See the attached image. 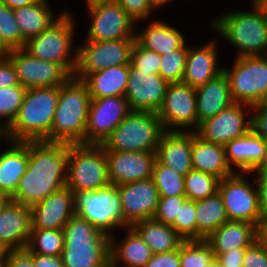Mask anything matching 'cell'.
I'll list each match as a JSON object with an SVG mask.
<instances>
[{
    "mask_svg": "<svg viewBox=\"0 0 267 267\" xmlns=\"http://www.w3.org/2000/svg\"><path fill=\"white\" fill-rule=\"evenodd\" d=\"M206 267H219V262L217 260H215L214 262H212L210 265H208Z\"/></svg>",
    "mask_w": 267,
    "mask_h": 267,
    "instance_id": "a7ac6f4b",
    "label": "cell"
},
{
    "mask_svg": "<svg viewBox=\"0 0 267 267\" xmlns=\"http://www.w3.org/2000/svg\"><path fill=\"white\" fill-rule=\"evenodd\" d=\"M116 188L121 197L123 219L129 227L153 218L160 195L152 178L124 183Z\"/></svg>",
    "mask_w": 267,
    "mask_h": 267,
    "instance_id": "d6986e66",
    "label": "cell"
},
{
    "mask_svg": "<svg viewBox=\"0 0 267 267\" xmlns=\"http://www.w3.org/2000/svg\"><path fill=\"white\" fill-rule=\"evenodd\" d=\"M164 133L162 121L155 112L131 110L101 146L105 151H156Z\"/></svg>",
    "mask_w": 267,
    "mask_h": 267,
    "instance_id": "52a82bcc",
    "label": "cell"
},
{
    "mask_svg": "<svg viewBox=\"0 0 267 267\" xmlns=\"http://www.w3.org/2000/svg\"><path fill=\"white\" fill-rule=\"evenodd\" d=\"M251 130L267 141V106L257 104L252 106Z\"/></svg>",
    "mask_w": 267,
    "mask_h": 267,
    "instance_id": "c3c4849f",
    "label": "cell"
},
{
    "mask_svg": "<svg viewBox=\"0 0 267 267\" xmlns=\"http://www.w3.org/2000/svg\"><path fill=\"white\" fill-rule=\"evenodd\" d=\"M165 131H196V90L190 85L168 83L162 106L156 113Z\"/></svg>",
    "mask_w": 267,
    "mask_h": 267,
    "instance_id": "4fadbf2b",
    "label": "cell"
},
{
    "mask_svg": "<svg viewBox=\"0 0 267 267\" xmlns=\"http://www.w3.org/2000/svg\"><path fill=\"white\" fill-rule=\"evenodd\" d=\"M6 267H35L32 252H29L26 248L9 250L6 255Z\"/></svg>",
    "mask_w": 267,
    "mask_h": 267,
    "instance_id": "816d5d0a",
    "label": "cell"
},
{
    "mask_svg": "<svg viewBox=\"0 0 267 267\" xmlns=\"http://www.w3.org/2000/svg\"><path fill=\"white\" fill-rule=\"evenodd\" d=\"M171 226L184 241L196 240V201L187 199L180 205L179 215Z\"/></svg>",
    "mask_w": 267,
    "mask_h": 267,
    "instance_id": "7bdbcfd3",
    "label": "cell"
},
{
    "mask_svg": "<svg viewBox=\"0 0 267 267\" xmlns=\"http://www.w3.org/2000/svg\"><path fill=\"white\" fill-rule=\"evenodd\" d=\"M130 63L140 71H152L159 74L160 55L141 47L136 41L132 47Z\"/></svg>",
    "mask_w": 267,
    "mask_h": 267,
    "instance_id": "f6af8a7d",
    "label": "cell"
},
{
    "mask_svg": "<svg viewBox=\"0 0 267 267\" xmlns=\"http://www.w3.org/2000/svg\"><path fill=\"white\" fill-rule=\"evenodd\" d=\"M32 260L35 267H65L62 256H50L32 252Z\"/></svg>",
    "mask_w": 267,
    "mask_h": 267,
    "instance_id": "11a10c76",
    "label": "cell"
},
{
    "mask_svg": "<svg viewBox=\"0 0 267 267\" xmlns=\"http://www.w3.org/2000/svg\"><path fill=\"white\" fill-rule=\"evenodd\" d=\"M246 248H235L220 254L216 260L223 266L242 267V260Z\"/></svg>",
    "mask_w": 267,
    "mask_h": 267,
    "instance_id": "db71d44e",
    "label": "cell"
},
{
    "mask_svg": "<svg viewBox=\"0 0 267 267\" xmlns=\"http://www.w3.org/2000/svg\"><path fill=\"white\" fill-rule=\"evenodd\" d=\"M262 237L267 241V222H265L264 227L262 229Z\"/></svg>",
    "mask_w": 267,
    "mask_h": 267,
    "instance_id": "03108f58",
    "label": "cell"
},
{
    "mask_svg": "<svg viewBox=\"0 0 267 267\" xmlns=\"http://www.w3.org/2000/svg\"><path fill=\"white\" fill-rule=\"evenodd\" d=\"M261 236L262 231L254 224L228 220L212 232L205 241L217 257L235 248H247Z\"/></svg>",
    "mask_w": 267,
    "mask_h": 267,
    "instance_id": "f1b7e54d",
    "label": "cell"
},
{
    "mask_svg": "<svg viewBox=\"0 0 267 267\" xmlns=\"http://www.w3.org/2000/svg\"><path fill=\"white\" fill-rule=\"evenodd\" d=\"M196 90L197 129L199 125L216 116L234 102L231 98L229 82L224 72L201 85Z\"/></svg>",
    "mask_w": 267,
    "mask_h": 267,
    "instance_id": "f546056e",
    "label": "cell"
},
{
    "mask_svg": "<svg viewBox=\"0 0 267 267\" xmlns=\"http://www.w3.org/2000/svg\"><path fill=\"white\" fill-rule=\"evenodd\" d=\"M26 90L27 89L20 84L12 87L0 88V120L6 126L9 127L16 118Z\"/></svg>",
    "mask_w": 267,
    "mask_h": 267,
    "instance_id": "b9f144b4",
    "label": "cell"
},
{
    "mask_svg": "<svg viewBox=\"0 0 267 267\" xmlns=\"http://www.w3.org/2000/svg\"><path fill=\"white\" fill-rule=\"evenodd\" d=\"M110 184L105 150L96 144H69L66 186L75 191H95Z\"/></svg>",
    "mask_w": 267,
    "mask_h": 267,
    "instance_id": "9c48e42d",
    "label": "cell"
},
{
    "mask_svg": "<svg viewBox=\"0 0 267 267\" xmlns=\"http://www.w3.org/2000/svg\"><path fill=\"white\" fill-rule=\"evenodd\" d=\"M65 9L47 29L27 40L23 50L34 58L60 64L73 76L77 65V45H74L77 19L70 9Z\"/></svg>",
    "mask_w": 267,
    "mask_h": 267,
    "instance_id": "8992f818",
    "label": "cell"
},
{
    "mask_svg": "<svg viewBox=\"0 0 267 267\" xmlns=\"http://www.w3.org/2000/svg\"><path fill=\"white\" fill-rule=\"evenodd\" d=\"M260 104L267 106V94H266L264 100Z\"/></svg>",
    "mask_w": 267,
    "mask_h": 267,
    "instance_id": "2644e50d",
    "label": "cell"
},
{
    "mask_svg": "<svg viewBox=\"0 0 267 267\" xmlns=\"http://www.w3.org/2000/svg\"><path fill=\"white\" fill-rule=\"evenodd\" d=\"M220 179L213 174L192 169L184 176L185 196L197 201L218 192Z\"/></svg>",
    "mask_w": 267,
    "mask_h": 267,
    "instance_id": "8d00e7d4",
    "label": "cell"
},
{
    "mask_svg": "<svg viewBox=\"0 0 267 267\" xmlns=\"http://www.w3.org/2000/svg\"><path fill=\"white\" fill-rule=\"evenodd\" d=\"M168 83L152 71H140L129 65L128 84L125 92L130 110L157 113L162 106Z\"/></svg>",
    "mask_w": 267,
    "mask_h": 267,
    "instance_id": "ac0fdd59",
    "label": "cell"
},
{
    "mask_svg": "<svg viewBox=\"0 0 267 267\" xmlns=\"http://www.w3.org/2000/svg\"><path fill=\"white\" fill-rule=\"evenodd\" d=\"M242 267H267V241L262 236L246 248Z\"/></svg>",
    "mask_w": 267,
    "mask_h": 267,
    "instance_id": "7dc6e473",
    "label": "cell"
},
{
    "mask_svg": "<svg viewBox=\"0 0 267 267\" xmlns=\"http://www.w3.org/2000/svg\"><path fill=\"white\" fill-rule=\"evenodd\" d=\"M232 66L223 65L234 103L260 104L267 94V55L235 57Z\"/></svg>",
    "mask_w": 267,
    "mask_h": 267,
    "instance_id": "30bf717a",
    "label": "cell"
},
{
    "mask_svg": "<svg viewBox=\"0 0 267 267\" xmlns=\"http://www.w3.org/2000/svg\"><path fill=\"white\" fill-rule=\"evenodd\" d=\"M36 1L37 0H0L1 3L5 4L12 10L31 5Z\"/></svg>",
    "mask_w": 267,
    "mask_h": 267,
    "instance_id": "9f6ffc18",
    "label": "cell"
},
{
    "mask_svg": "<svg viewBox=\"0 0 267 267\" xmlns=\"http://www.w3.org/2000/svg\"><path fill=\"white\" fill-rule=\"evenodd\" d=\"M69 144L28 141V167L10 200L31 206L66 186Z\"/></svg>",
    "mask_w": 267,
    "mask_h": 267,
    "instance_id": "6da1fadb",
    "label": "cell"
},
{
    "mask_svg": "<svg viewBox=\"0 0 267 267\" xmlns=\"http://www.w3.org/2000/svg\"><path fill=\"white\" fill-rule=\"evenodd\" d=\"M217 42L215 38L198 45L199 47L197 44L188 46L183 83L197 88L223 72V64L221 65V59L218 58L220 45Z\"/></svg>",
    "mask_w": 267,
    "mask_h": 267,
    "instance_id": "7402d4cb",
    "label": "cell"
},
{
    "mask_svg": "<svg viewBox=\"0 0 267 267\" xmlns=\"http://www.w3.org/2000/svg\"><path fill=\"white\" fill-rule=\"evenodd\" d=\"M145 27L136 25L135 41L143 48L159 55L180 49L188 40L174 24L156 18L147 22ZM139 30V31H138Z\"/></svg>",
    "mask_w": 267,
    "mask_h": 267,
    "instance_id": "484cf974",
    "label": "cell"
},
{
    "mask_svg": "<svg viewBox=\"0 0 267 267\" xmlns=\"http://www.w3.org/2000/svg\"><path fill=\"white\" fill-rule=\"evenodd\" d=\"M6 57L15 68L19 84L26 89L61 86L71 77L60 64L34 58L23 49L9 50Z\"/></svg>",
    "mask_w": 267,
    "mask_h": 267,
    "instance_id": "e0dca14e",
    "label": "cell"
},
{
    "mask_svg": "<svg viewBox=\"0 0 267 267\" xmlns=\"http://www.w3.org/2000/svg\"><path fill=\"white\" fill-rule=\"evenodd\" d=\"M9 50L0 41V57H5Z\"/></svg>",
    "mask_w": 267,
    "mask_h": 267,
    "instance_id": "e7e4bbea",
    "label": "cell"
},
{
    "mask_svg": "<svg viewBox=\"0 0 267 267\" xmlns=\"http://www.w3.org/2000/svg\"><path fill=\"white\" fill-rule=\"evenodd\" d=\"M187 200L186 196L160 197L153 220L171 225L179 215L180 205Z\"/></svg>",
    "mask_w": 267,
    "mask_h": 267,
    "instance_id": "bcb514c9",
    "label": "cell"
},
{
    "mask_svg": "<svg viewBox=\"0 0 267 267\" xmlns=\"http://www.w3.org/2000/svg\"><path fill=\"white\" fill-rule=\"evenodd\" d=\"M90 20L86 39L91 41L135 38L136 23L115 1L86 9Z\"/></svg>",
    "mask_w": 267,
    "mask_h": 267,
    "instance_id": "5bb4252c",
    "label": "cell"
},
{
    "mask_svg": "<svg viewBox=\"0 0 267 267\" xmlns=\"http://www.w3.org/2000/svg\"><path fill=\"white\" fill-rule=\"evenodd\" d=\"M129 76V65L114 66L90 73L86 83L91 99L109 96H125Z\"/></svg>",
    "mask_w": 267,
    "mask_h": 267,
    "instance_id": "d6a6232c",
    "label": "cell"
},
{
    "mask_svg": "<svg viewBox=\"0 0 267 267\" xmlns=\"http://www.w3.org/2000/svg\"><path fill=\"white\" fill-rule=\"evenodd\" d=\"M64 248L63 229H31L26 249L29 252L59 256Z\"/></svg>",
    "mask_w": 267,
    "mask_h": 267,
    "instance_id": "d590c367",
    "label": "cell"
},
{
    "mask_svg": "<svg viewBox=\"0 0 267 267\" xmlns=\"http://www.w3.org/2000/svg\"><path fill=\"white\" fill-rule=\"evenodd\" d=\"M227 221L228 216L218 192L196 201V240H205Z\"/></svg>",
    "mask_w": 267,
    "mask_h": 267,
    "instance_id": "e575fe53",
    "label": "cell"
},
{
    "mask_svg": "<svg viewBox=\"0 0 267 267\" xmlns=\"http://www.w3.org/2000/svg\"><path fill=\"white\" fill-rule=\"evenodd\" d=\"M2 148L0 149V195L10 199L28 167V141H10Z\"/></svg>",
    "mask_w": 267,
    "mask_h": 267,
    "instance_id": "4316f807",
    "label": "cell"
},
{
    "mask_svg": "<svg viewBox=\"0 0 267 267\" xmlns=\"http://www.w3.org/2000/svg\"><path fill=\"white\" fill-rule=\"evenodd\" d=\"M120 230L126 234L120 240L110 236L111 267H144L153 255L150 247L132 227Z\"/></svg>",
    "mask_w": 267,
    "mask_h": 267,
    "instance_id": "83f0119b",
    "label": "cell"
},
{
    "mask_svg": "<svg viewBox=\"0 0 267 267\" xmlns=\"http://www.w3.org/2000/svg\"><path fill=\"white\" fill-rule=\"evenodd\" d=\"M114 0H85V8H91L96 5L113 2Z\"/></svg>",
    "mask_w": 267,
    "mask_h": 267,
    "instance_id": "91938a15",
    "label": "cell"
},
{
    "mask_svg": "<svg viewBox=\"0 0 267 267\" xmlns=\"http://www.w3.org/2000/svg\"><path fill=\"white\" fill-rule=\"evenodd\" d=\"M134 20L136 25L147 22L160 8L153 0H114ZM140 22V24H139Z\"/></svg>",
    "mask_w": 267,
    "mask_h": 267,
    "instance_id": "ee69618b",
    "label": "cell"
},
{
    "mask_svg": "<svg viewBox=\"0 0 267 267\" xmlns=\"http://www.w3.org/2000/svg\"><path fill=\"white\" fill-rule=\"evenodd\" d=\"M251 175L254 176L258 189L260 209L265 222H267V174L251 173Z\"/></svg>",
    "mask_w": 267,
    "mask_h": 267,
    "instance_id": "f5cc1de1",
    "label": "cell"
},
{
    "mask_svg": "<svg viewBox=\"0 0 267 267\" xmlns=\"http://www.w3.org/2000/svg\"><path fill=\"white\" fill-rule=\"evenodd\" d=\"M8 251L9 250L0 243V260H6Z\"/></svg>",
    "mask_w": 267,
    "mask_h": 267,
    "instance_id": "be15d7a7",
    "label": "cell"
},
{
    "mask_svg": "<svg viewBox=\"0 0 267 267\" xmlns=\"http://www.w3.org/2000/svg\"><path fill=\"white\" fill-rule=\"evenodd\" d=\"M74 211L109 237L129 227L123 219L120 193L113 184L95 191H75Z\"/></svg>",
    "mask_w": 267,
    "mask_h": 267,
    "instance_id": "ba28073f",
    "label": "cell"
},
{
    "mask_svg": "<svg viewBox=\"0 0 267 267\" xmlns=\"http://www.w3.org/2000/svg\"><path fill=\"white\" fill-rule=\"evenodd\" d=\"M4 141V142H3ZM11 140L9 138L8 133V126H6L1 120H0V146H5L3 144L9 143ZM3 142V143H2ZM2 146L0 148H2Z\"/></svg>",
    "mask_w": 267,
    "mask_h": 267,
    "instance_id": "6f0895ef",
    "label": "cell"
},
{
    "mask_svg": "<svg viewBox=\"0 0 267 267\" xmlns=\"http://www.w3.org/2000/svg\"><path fill=\"white\" fill-rule=\"evenodd\" d=\"M191 161L194 170L213 174L219 179L236 173L226 159L224 145L204 141L195 131H192Z\"/></svg>",
    "mask_w": 267,
    "mask_h": 267,
    "instance_id": "4dcf8cb0",
    "label": "cell"
},
{
    "mask_svg": "<svg viewBox=\"0 0 267 267\" xmlns=\"http://www.w3.org/2000/svg\"><path fill=\"white\" fill-rule=\"evenodd\" d=\"M65 267H111L110 237L76 214L63 227Z\"/></svg>",
    "mask_w": 267,
    "mask_h": 267,
    "instance_id": "5b68a950",
    "label": "cell"
},
{
    "mask_svg": "<svg viewBox=\"0 0 267 267\" xmlns=\"http://www.w3.org/2000/svg\"><path fill=\"white\" fill-rule=\"evenodd\" d=\"M65 10L58 11L56 15L48 0H37L31 5L13 10L23 36V47L27 40L47 29Z\"/></svg>",
    "mask_w": 267,
    "mask_h": 267,
    "instance_id": "1f68e13d",
    "label": "cell"
},
{
    "mask_svg": "<svg viewBox=\"0 0 267 267\" xmlns=\"http://www.w3.org/2000/svg\"><path fill=\"white\" fill-rule=\"evenodd\" d=\"M159 8L166 7L167 3H171L173 0H153Z\"/></svg>",
    "mask_w": 267,
    "mask_h": 267,
    "instance_id": "6125c7cd",
    "label": "cell"
},
{
    "mask_svg": "<svg viewBox=\"0 0 267 267\" xmlns=\"http://www.w3.org/2000/svg\"><path fill=\"white\" fill-rule=\"evenodd\" d=\"M192 131H165L156 149V160L185 176L192 167Z\"/></svg>",
    "mask_w": 267,
    "mask_h": 267,
    "instance_id": "cb8c5ba5",
    "label": "cell"
},
{
    "mask_svg": "<svg viewBox=\"0 0 267 267\" xmlns=\"http://www.w3.org/2000/svg\"><path fill=\"white\" fill-rule=\"evenodd\" d=\"M236 172L220 179L218 193L224 204L229 221H243L256 225L261 231L265 224L254 176ZM250 177V178H249ZM253 178V182L250 179Z\"/></svg>",
    "mask_w": 267,
    "mask_h": 267,
    "instance_id": "8fae6325",
    "label": "cell"
},
{
    "mask_svg": "<svg viewBox=\"0 0 267 267\" xmlns=\"http://www.w3.org/2000/svg\"><path fill=\"white\" fill-rule=\"evenodd\" d=\"M91 97L86 83L71 76L60 86L59 98L46 142L85 144Z\"/></svg>",
    "mask_w": 267,
    "mask_h": 267,
    "instance_id": "3957f363",
    "label": "cell"
},
{
    "mask_svg": "<svg viewBox=\"0 0 267 267\" xmlns=\"http://www.w3.org/2000/svg\"><path fill=\"white\" fill-rule=\"evenodd\" d=\"M135 38L122 40L91 41L77 46V65L74 77L84 80L90 73L109 67L130 65Z\"/></svg>",
    "mask_w": 267,
    "mask_h": 267,
    "instance_id": "7c38bea8",
    "label": "cell"
},
{
    "mask_svg": "<svg viewBox=\"0 0 267 267\" xmlns=\"http://www.w3.org/2000/svg\"><path fill=\"white\" fill-rule=\"evenodd\" d=\"M251 113L252 106L233 103L213 118L202 122L195 132L204 141L225 146L251 130Z\"/></svg>",
    "mask_w": 267,
    "mask_h": 267,
    "instance_id": "9a60e30c",
    "label": "cell"
},
{
    "mask_svg": "<svg viewBox=\"0 0 267 267\" xmlns=\"http://www.w3.org/2000/svg\"><path fill=\"white\" fill-rule=\"evenodd\" d=\"M251 173L267 174V149L261 164Z\"/></svg>",
    "mask_w": 267,
    "mask_h": 267,
    "instance_id": "680465c9",
    "label": "cell"
},
{
    "mask_svg": "<svg viewBox=\"0 0 267 267\" xmlns=\"http://www.w3.org/2000/svg\"><path fill=\"white\" fill-rule=\"evenodd\" d=\"M15 85H19V81L14 66L6 56L0 57V88Z\"/></svg>",
    "mask_w": 267,
    "mask_h": 267,
    "instance_id": "f907efd6",
    "label": "cell"
},
{
    "mask_svg": "<svg viewBox=\"0 0 267 267\" xmlns=\"http://www.w3.org/2000/svg\"><path fill=\"white\" fill-rule=\"evenodd\" d=\"M251 4L249 10L234 9L208 23L224 41L234 48L236 57L267 55V14ZM251 9V10H250Z\"/></svg>",
    "mask_w": 267,
    "mask_h": 267,
    "instance_id": "7a4b0ae2",
    "label": "cell"
},
{
    "mask_svg": "<svg viewBox=\"0 0 267 267\" xmlns=\"http://www.w3.org/2000/svg\"><path fill=\"white\" fill-rule=\"evenodd\" d=\"M0 41L8 49H23V36L14 11L0 2Z\"/></svg>",
    "mask_w": 267,
    "mask_h": 267,
    "instance_id": "60d3db41",
    "label": "cell"
},
{
    "mask_svg": "<svg viewBox=\"0 0 267 267\" xmlns=\"http://www.w3.org/2000/svg\"><path fill=\"white\" fill-rule=\"evenodd\" d=\"M219 267H232V266H223L219 263Z\"/></svg>",
    "mask_w": 267,
    "mask_h": 267,
    "instance_id": "8c879c8a",
    "label": "cell"
},
{
    "mask_svg": "<svg viewBox=\"0 0 267 267\" xmlns=\"http://www.w3.org/2000/svg\"><path fill=\"white\" fill-rule=\"evenodd\" d=\"M180 267H206L216 260L205 240L183 241L179 246Z\"/></svg>",
    "mask_w": 267,
    "mask_h": 267,
    "instance_id": "74e56055",
    "label": "cell"
},
{
    "mask_svg": "<svg viewBox=\"0 0 267 267\" xmlns=\"http://www.w3.org/2000/svg\"><path fill=\"white\" fill-rule=\"evenodd\" d=\"M30 233V206L9 199L0 210V243L8 250L25 249Z\"/></svg>",
    "mask_w": 267,
    "mask_h": 267,
    "instance_id": "603a6c76",
    "label": "cell"
},
{
    "mask_svg": "<svg viewBox=\"0 0 267 267\" xmlns=\"http://www.w3.org/2000/svg\"><path fill=\"white\" fill-rule=\"evenodd\" d=\"M250 3L259 7L267 14V0H251Z\"/></svg>",
    "mask_w": 267,
    "mask_h": 267,
    "instance_id": "94428289",
    "label": "cell"
},
{
    "mask_svg": "<svg viewBox=\"0 0 267 267\" xmlns=\"http://www.w3.org/2000/svg\"><path fill=\"white\" fill-rule=\"evenodd\" d=\"M131 227L153 253H164L178 249L184 241L171 225L153 219L136 222Z\"/></svg>",
    "mask_w": 267,
    "mask_h": 267,
    "instance_id": "836d02e7",
    "label": "cell"
},
{
    "mask_svg": "<svg viewBox=\"0 0 267 267\" xmlns=\"http://www.w3.org/2000/svg\"><path fill=\"white\" fill-rule=\"evenodd\" d=\"M9 200V198L6 197H2L0 198V210L2 208V206Z\"/></svg>",
    "mask_w": 267,
    "mask_h": 267,
    "instance_id": "003e7915",
    "label": "cell"
},
{
    "mask_svg": "<svg viewBox=\"0 0 267 267\" xmlns=\"http://www.w3.org/2000/svg\"><path fill=\"white\" fill-rule=\"evenodd\" d=\"M59 92L60 86L27 89L19 112L8 127L10 140L45 141L51 135Z\"/></svg>",
    "mask_w": 267,
    "mask_h": 267,
    "instance_id": "277c9868",
    "label": "cell"
},
{
    "mask_svg": "<svg viewBox=\"0 0 267 267\" xmlns=\"http://www.w3.org/2000/svg\"><path fill=\"white\" fill-rule=\"evenodd\" d=\"M151 178L160 197L185 196L184 176L157 160L154 163Z\"/></svg>",
    "mask_w": 267,
    "mask_h": 267,
    "instance_id": "f35d334b",
    "label": "cell"
},
{
    "mask_svg": "<svg viewBox=\"0 0 267 267\" xmlns=\"http://www.w3.org/2000/svg\"><path fill=\"white\" fill-rule=\"evenodd\" d=\"M125 96L91 99L85 144L101 145L130 112Z\"/></svg>",
    "mask_w": 267,
    "mask_h": 267,
    "instance_id": "2e32d148",
    "label": "cell"
},
{
    "mask_svg": "<svg viewBox=\"0 0 267 267\" xmlns=\"http://www.w3.org/2000/svg\"><path fill=\"white\" fill-rule=\"evenodd\" d=\"M30 209L31 229H63L76 214L74 193L65 186L31 205Z\"/></svg>",
    "mask_w": 267,
    "mask_h": 267,
    "instance_id": "44dd1931",
    "label": "cell"
},
{
    "mask_svg": "<svg viewBox=\"0 0 267 267\" xmlns=\"http://www.w3.org/2000/svg\"><path fill=\"white\" fill-rule=\"evenodd\" d=\"M188 45V42H186L180 49L160 55L159 75L167 83L182 82Z\"/></svg>",
    "mask_w": 267,
    "mask_h": 267,
    "instance_id": "ab89813d",
    "label": "cell"
},
{
    "mask_svg": "<svg viewBox=\"0 0 267 267\" xmlns=\"http://www.w3.org/2000/svg\"><path fill=\"white\" fill-rule=\"evenodd\" d=\"M144 267H180L179 248L164 253H153Z\"/></svg>",
    "mask_w": 267,
    "mask_h": 267,
    "instance_id": "681fc988",
    "label": "cell"
},
{
    "mask_svg": "<svg viewBox=\"0 0 267 267\" xmlns=\"http://www.w3.org/2000/svg\"><path fill=\"white\" fill-rule=\"evenodd\" d=\"M224 147L226 159L235 172L251 173L263 161L267 141L250 130L240 138L229 141Z\"/></svg>",
    "mask_w": 267,
    "mask_h": 267,
    "instance_id": "d4e9b609",
    "label": "cell"
},
{
    "mask_svg": "<svg viewBox=\"0 0 267 267\" xmlns=\"http://www.w3.org/2000/svg\"><path fill=\"white\" fill-rule=\"evenodd\" d=\"M108 179L115 186L152 177L156 151H105Z\"/></svg>",
    "mask_w": 267,
    "mask_h": 267,
    "instance_id": "ffe728a7",
    "label": "cell"
},
{
    "mask_svg": "<svg viewBox=\"0 0 267 267\" xmlns=\"http://www.w3.org/2000/svg\"><path fill=\"white\" fill-rule=\"evenodd\" d=\"M0 267H6V260H0Z\"/></svg>",
    "mask_w": 267,
    "mask_h": 267,
    "instance_id": "89a4df30",
    "label": "cell"
}]
</instances>
